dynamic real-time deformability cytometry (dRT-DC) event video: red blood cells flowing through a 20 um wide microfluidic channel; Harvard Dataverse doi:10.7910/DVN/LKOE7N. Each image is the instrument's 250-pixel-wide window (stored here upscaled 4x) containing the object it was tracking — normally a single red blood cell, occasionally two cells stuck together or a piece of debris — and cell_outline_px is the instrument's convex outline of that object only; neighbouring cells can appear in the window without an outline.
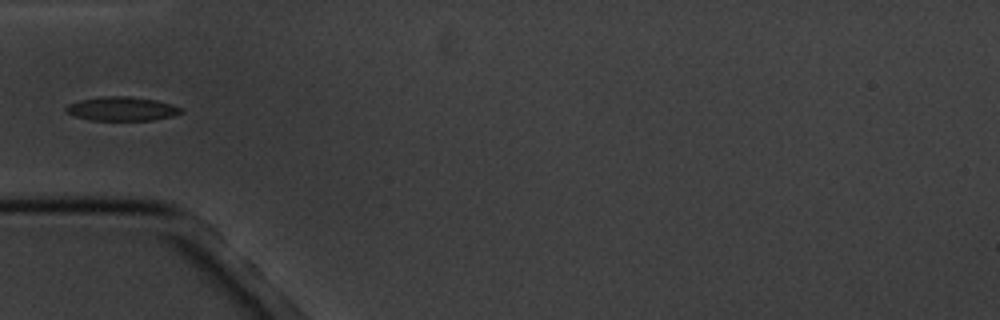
{"species": "common noctule bat (a hibernating species)", "species_latin": "Nyctalus noctula", "temperature_condition": "cold", "stored_images_in_passage": 4, "camera_frame_rate_fps": 3000, "um_per_image_px": 0.085, "animal": {"sex": "male", "body_mass_g": 20.1, "forearm_length_mm": 53.5}, "frame": {"image": 1, "passage_image": 4, "time_ms": 3.333, "image_size_px": [1000, 320], "cell_outline_px": [[184, 112], [172, 116], [152, 120], [92, 120], [72, 116], [64, 112], [64, 108], [68, 104], [80, 100], [104, 96], [128, 96], [156, 100], [172, 104], [180, 108]], "centroid_in_image_um": [10.31, 9.25], "position_along_channel_um": 74.7, "area_um2": 16.13}}